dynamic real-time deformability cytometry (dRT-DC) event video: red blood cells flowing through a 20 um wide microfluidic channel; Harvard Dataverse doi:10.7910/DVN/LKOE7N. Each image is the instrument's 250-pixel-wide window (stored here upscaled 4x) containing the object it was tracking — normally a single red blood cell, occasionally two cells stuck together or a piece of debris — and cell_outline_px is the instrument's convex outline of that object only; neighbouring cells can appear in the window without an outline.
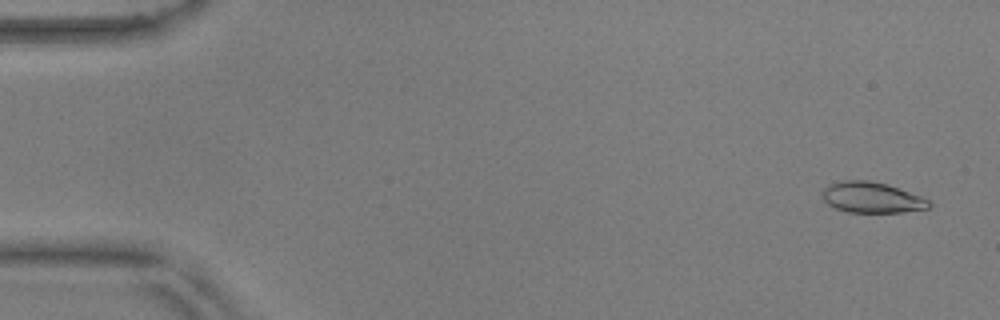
{"species": "common noctule bat (a hibernating species)", "species_latin": "Nyctalus noctula", "temperature_condition": "warm", "stored_images_in_passage": 55, "camera_frame_rate_fps": 3000, "um_per_image_px": 0.085, "animal": {"sex": "male", "body_mass_g": 17.9, "forearm_length_mm": 54.2}, "frame": {"image": 1, "passage_image": 3, "time_ms": 0.667, "image_size_px": [1000, 320], "cell_outline_px": [[932, 204], [928, 208], [904, 212], [848, 212], [836, 208], [828, 204], [824, 200], [824, 188], [828, 184], [844, 180], [868, 180], [888, 184], [920, 196], [928, 200]], "centroid_in_image_um": [74.11, 16.78], "position_along_channel_um": 10.9, "area_um2": 18.96}}
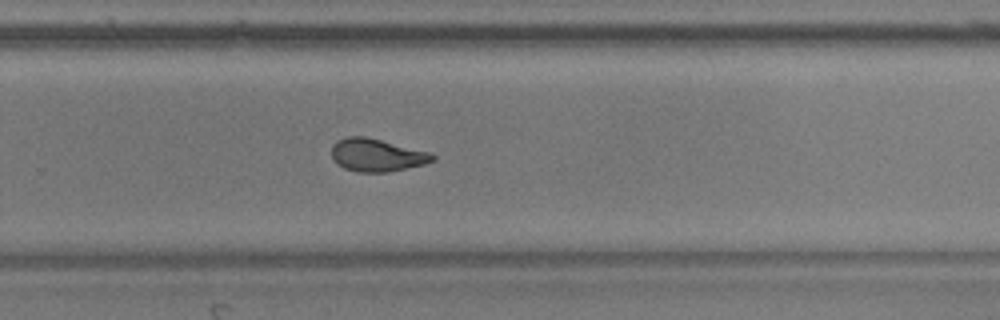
{"frame": {"image": 2, "passage_image": 37, "time_ms": 12.0, "image_size_px": [1000, 320], "cell_outline_px": [[436, 160], [424, 164], [388, 172], [360, 172], [344, 168], [336, 164], [332, 160], [332, 144], [336, 140], [348, 136], [364, 136], [432, 152], [436, 156]], "centroid_in_image_um": [32.03, 13.18], "position_along_channel_um": 297.8, "area_um2": 19.48}}
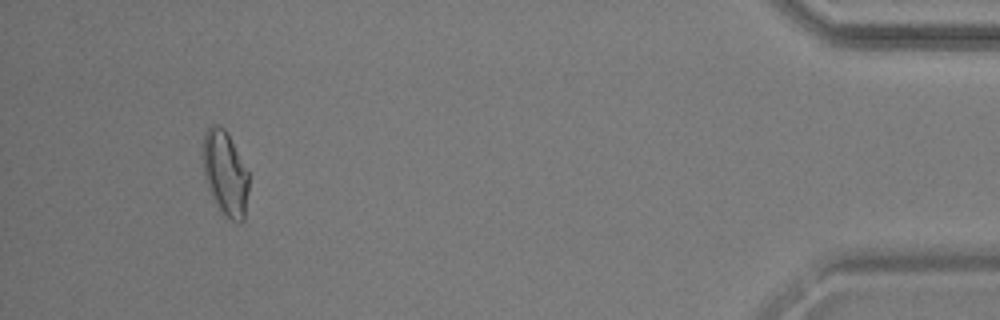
{"frame": {"image": 3, "passage_image": 52, "time_ms": 17.0, "image_size_px": [1000, 320], "cell_outline_px": [[248, 192], [244, 220], [240, 224], [236, 224], [220, 212], [208, 188], [204, 176], [204, 132], [212, 124], [216, 124], [224, 128], [228, 132], [248, 172]], "centroid_in_image_um": [19.16, 14.77], "position_along_channel_um": 416.0, "area_um2": 22.66}, "authors_computed_cell_mechanics": {"area_um2": 19.7676, "velocity_mm_per_s": 3.6669, "shape_relaxation_time_tau1_ms": 4.7587, "shape_relaxation_time_tau2_ms": 1.9233, "deformation_change_tau1": 0.1456, "deformation_change_tau2": 0.0742}}